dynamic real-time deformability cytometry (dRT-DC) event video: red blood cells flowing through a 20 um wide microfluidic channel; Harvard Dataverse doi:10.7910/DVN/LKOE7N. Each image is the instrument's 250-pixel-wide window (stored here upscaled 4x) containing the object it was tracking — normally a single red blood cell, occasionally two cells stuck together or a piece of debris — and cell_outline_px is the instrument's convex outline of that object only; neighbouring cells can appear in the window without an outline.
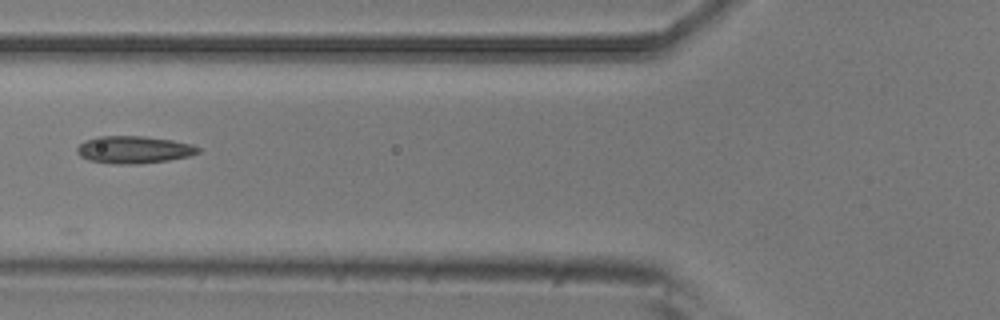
{"species": "common noctule bat (a hibernating species)", "species_latin": "Nyctalus noctula", "temperature_condition": "room temperature", "stored_images_in_passage": 4, "camera_frame_rate_fps": 3000, "um_per_image_px": 0.085, "animal": {"sex": "male", "body_mass_g": 20.5, "forearm_length_mm": 52.5}, "frame": {"image": 1, "passage_image": 3, "time_ms": 0.667, "image_size_px": [1000, 320], "cell_outline_px": [[200, 152], [188, 156], [168, 160], [140, 164], [112, 164], [88, 160], [80, 156], [76, 152], [76, 148], [84, 140], [96, 136], [144, 136], [172, 140], [192, 144], [200, 148]], "centroid_in_image_um": [11.34, 12.72], "position_along_channel_um": 114.5, "area_um2": 19.48}}